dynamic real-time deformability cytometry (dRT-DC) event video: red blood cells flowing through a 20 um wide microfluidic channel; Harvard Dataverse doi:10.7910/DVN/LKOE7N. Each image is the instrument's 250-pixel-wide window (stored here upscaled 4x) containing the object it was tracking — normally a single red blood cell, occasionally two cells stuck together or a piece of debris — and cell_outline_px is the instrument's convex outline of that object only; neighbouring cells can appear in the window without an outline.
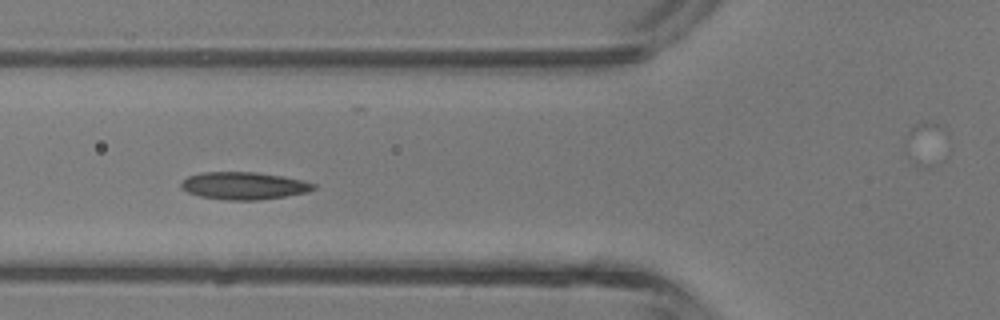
{"species": "common noctule bat (a hibernating species)", "species_latin": "Nyctalus noctula", "temperature_condition": "room temperature", "stored_images_in_passage": 5, "camera_frame_rate_fps": 3000, "um_per_image_px": 0.085, "animal": {"sex": "male", "body_mass_g": 13.3}, "frame": {"image": 1, "passage_image": 5, "time_ms": 4.333, "image_size_px": [1000, 320], "cell_outline_px": [[316, 188], [308, 192], [260, 200], [228, 200], [200, 196], [188, 192], [180, 188], [180, 184], [188, 176], [204, 172], [256, 172], [284, 176], [304, 180], [316, 184]], "centroid_in_image_um": [20.76, 15.78], "position_along_channel_um": 105.0, "area_um2": 21.21}}